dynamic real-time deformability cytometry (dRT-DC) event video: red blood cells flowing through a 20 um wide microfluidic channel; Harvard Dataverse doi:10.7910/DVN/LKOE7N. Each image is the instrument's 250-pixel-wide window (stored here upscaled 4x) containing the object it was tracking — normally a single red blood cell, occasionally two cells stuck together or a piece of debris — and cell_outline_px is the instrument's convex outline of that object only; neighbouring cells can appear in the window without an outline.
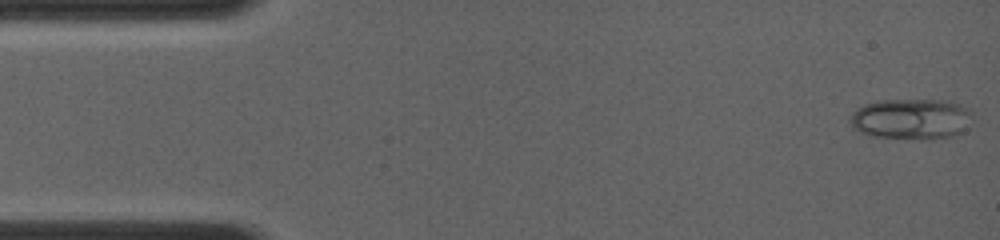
{"species": "common noctule bat (a hibernating species)", "species_latin": "Nyctalus noctula", "temperature_condition": "room temperature", "stored_images_in_passage": 41, "camera_frame_rate_fps": 4000, "um_per_image_px": 0.085, "animal": {"sex": "female", "body_mass_g": 19.0, "forearm_length_mm": 56.7}, "frame": {"image": 1, "passage_image": 1, "time_ms": 0.0, "image_size_px": [1000, 240], "cell_outline_px": [[972, 112], [964, 128], [960, 132], [952, 136], [928, 140], [920, 140], [868, 136], [852, 128], [852, 112], [856, 108], [864, 104], [876, 100], [940, 100], [960, 104], [968, 108]], "centroid_in_image_um": [77.4, 10.12], "position_along_channel_um": 7.6, "area_um2": 29.13}}
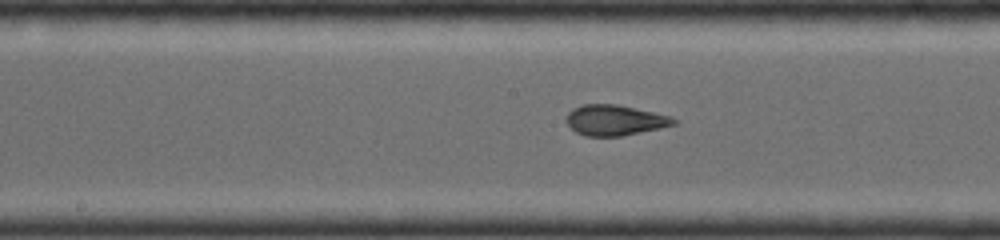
{"frame": {"image": 2, "passage_image": 20, "time_ms": 7.0, "image_size_px": [1000, 240], "cell_outline_px": [[676, 124], [660, 128], [620, 136], [584, 136], [576, 132], [568, 124], [568, 112], [572, 108], [584, 104], [616, 104], [652, 112], [668, 116], [676, 120]], "centroid_in_image_um": [52.23, 10.22], "position_along_channel_um": 196.0, "area_um2": 18.73}}
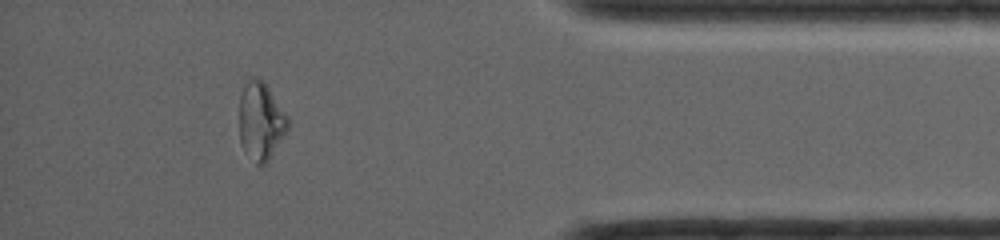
{"frame": {"image": 3, "passage_image": 36, "time_ms": 12.5, "image_size_px": [1000, 240], "cell_outline_px": [[288, 128], [268, 160], [264, 164], [256, 164], [244, 152], [240, 140], [240, 96], [244, 84], [248, 80], [260, 80], [268, 88], [288, 116]], "centroid_in_image_um": [22.15, 10.33], "position_along_channel_um": 413.0, "area_um2": 21.39}}